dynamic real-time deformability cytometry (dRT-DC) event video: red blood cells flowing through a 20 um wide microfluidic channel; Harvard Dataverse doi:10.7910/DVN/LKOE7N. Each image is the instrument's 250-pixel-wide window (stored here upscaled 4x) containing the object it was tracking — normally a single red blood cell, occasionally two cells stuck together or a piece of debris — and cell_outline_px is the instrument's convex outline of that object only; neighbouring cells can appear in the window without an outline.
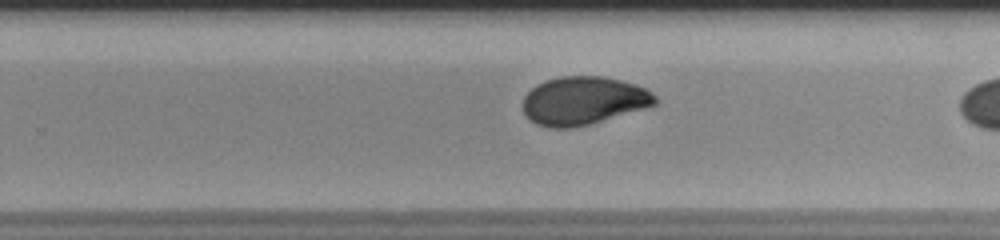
{"species": "human", "species_latin": "Homo sapiens", "temperature_condition": "room temperature", "stored_images_in_passage": 23, "camera_frame_rate_fps": 3000, "um_per_image_px": 0.085, "donor": {"sex": "male"}, "frame": {"image": 1, "passage_image": 14, "time_ms": 4.333, "image_size_px": [1000, 240], "cell_outline_px": [[656, 104], [588, 124], [572, 128], [548, 128], [536, 124], [528, 120], [524, 112], [524, 96], [536, 84], [544, 80], [560, 76], [600, 76], [620, 80], [644, 88], [652, 92], [656, 96]], "centroid_in_image_um": [49.53, 8.56], "position_along_channel_um": 280.3, "area_um2": 36.82}}
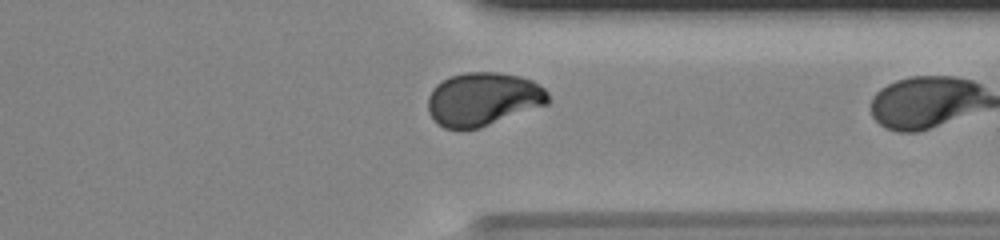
{"frame": {"image": 2, "passage_image": 21, "time_ms": 6.667, "image_size_px": [1000, 240], "cell_outline_px": [[548, 104], [480, 128], [444, 128], [428, 112], [428, 96], [432, 88], [436, 84], [452, 76], [464, 72], [496, 72], [520, 76], [532, 80], [544, 88], [548, 92]], "centroid_in_image_um": [41.07, 8.41], "position_along_channel_um": 370.3, "area_um2": 37.22}}